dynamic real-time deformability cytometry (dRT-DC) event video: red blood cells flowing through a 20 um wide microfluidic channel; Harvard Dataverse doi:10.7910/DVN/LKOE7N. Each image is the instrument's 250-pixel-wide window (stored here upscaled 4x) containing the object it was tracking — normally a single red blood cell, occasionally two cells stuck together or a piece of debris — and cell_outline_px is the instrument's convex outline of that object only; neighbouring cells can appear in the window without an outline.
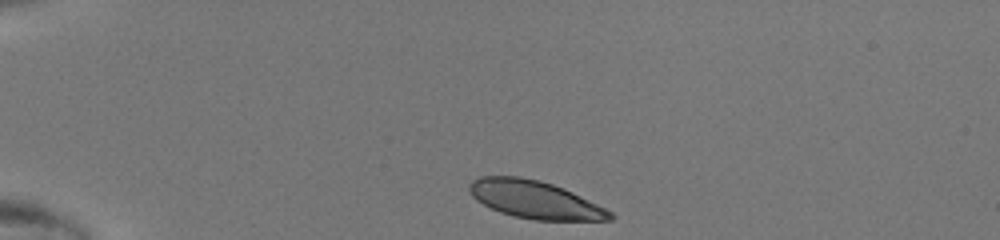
{"species": "human", "species_latin": "Homo sapiens", "temperature_condition": "room temperature", "stored_images_in_passage": 37, "camera_frame_rate_fps": 3000, "um_per_image_px": 0.085, "donor": {"sex": "male"}, "frame": {"image": 1, "passage_image": 1, "time_ms": 0.0, "image_size_px": [1000, 240], "cell_outline_px": [[616, 216], [612, 220], [536, 220], [512, 216], [500, 212], [476, 200], [472, 196], [468, 188], [468, 184], [472, 180], [480, 176], [520, 176], [540, 180], [564, 188], [612, 212]], "centroid_in_image_um": [45.44, 16.96], "position_along_channel_um": 39.6, "area_um2": 30.87}}
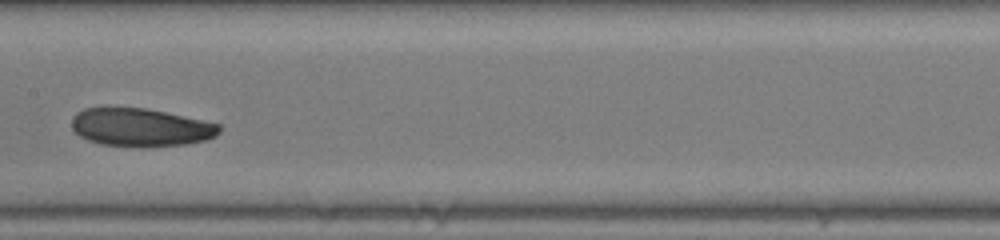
{"frame": {"image": 2, "passage_image": 16, "time_ms": 5.0, "image_size_px": [1000, 240], "cell_outline_px": [[220, 132], [216, 136], [204, 140], [188, 144], [100, 144], [88, 140], [80, 136], [72, 128], [72, 116], [76, 112], [84, 108], [144, 108], [164, 112], [220, 124]], "centroid_in_image_um": [11.93, 10.79], "position_along_channel_um": 195.5, "area_um2": 31.62}}
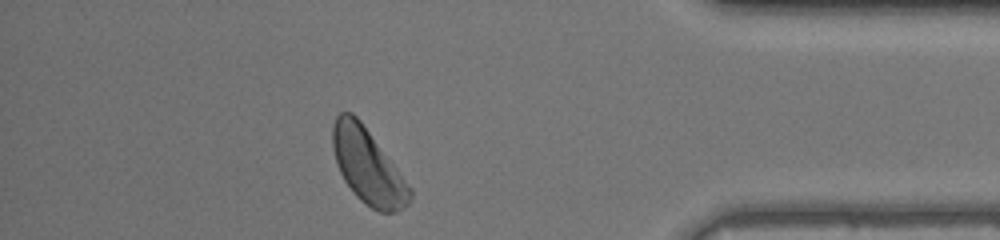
{"frame": {"image": 3, "passage_image": 32, "time_ms": 10.333, "image_size_px": [1000, 240], "cell_outline_px": [[412, 196], [408, 204], [396, 212], [380, 212], [372, 208], [360, 200], [356, 196], [344, 180], [336, 164], [332, 148], [332, 128], [336, 116], [340, 112], [352, 112], [360, 120], [412, 188]], "centroid_in_image_um": [31.25, 14.13], "position_along_channel_um": 403.9, "area_um2": 33.52}}